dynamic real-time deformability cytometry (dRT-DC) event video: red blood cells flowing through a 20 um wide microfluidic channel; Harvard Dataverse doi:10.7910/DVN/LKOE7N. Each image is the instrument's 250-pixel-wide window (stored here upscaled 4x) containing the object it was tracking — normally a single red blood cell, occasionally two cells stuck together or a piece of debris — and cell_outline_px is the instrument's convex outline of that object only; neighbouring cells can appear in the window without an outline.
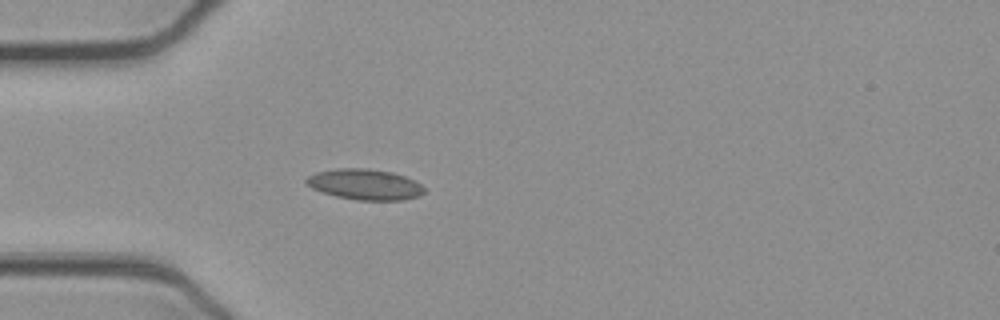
{"species": "common noctule bat (a hibernating species)", "species_latin": "Nyctalus noctula", "temperature_condition": "cold", "stored_images_in_passage": 29, "camera_frame_rate_fps": 3000, "um_per_image_px": 0.085, "animal": {"sex": "female", "body_mass_g": 21.9}, "frame": {"image": 1, "passage_image": 6, "time_ms": 1.667, "image_size_px": [1000, 320], "cell_outline_px": [[424, 192], [420, 196], [404, 200], [356, 200], [336, 196], [312, 188], [304, 180], [308, 176], [316, 172], [336, 168], [368, 168], [392, 172], [404, 176], [420, 184], [424, 188]], "centroid_in_image_um": [31.02, 15.67], "position_along_channel_um": 54.0, "area_um2": 21.04}}
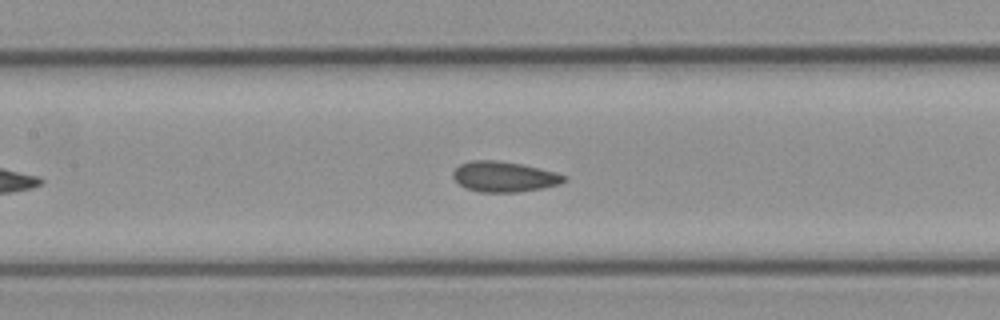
{"frame": {"image": 2, "passage_image": 15, "time_ms": 4.667, "image_size_px": [1000, 320], "cell_outline_px": [[568, 180], [560, 184], [544, 188], [520, 192], [480, 192], [464, 188], [452, 176], [452, 172], [460, 164], [472, 160], [496, 160], [520, 164], [556, 172], [568, 176]], "centroid_in_image_um": [42.88, 15.03], "position_along_channel_um": 164.5, "area_um2": 19.83}}
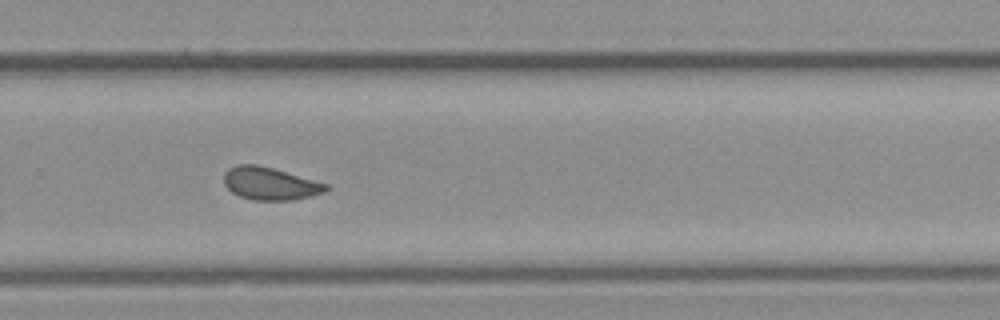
{"frame": {"image": 3, "passage_image": 26, "time_ms": 8.333, "image_size_px": [1000, 320], "cell_outline_px": [[332, 188], [324, 192], [292, 200], [252, 200], [240, 196], [232, 192], [224, 184], [224, 172], [228, 168], [240, 164], [256, 164], [272, 168], [332, 184]], "centroid_in_image_um": [23.0, 15.6], "position_along_channel_um": 306.8, "area_um2": 19.59}}